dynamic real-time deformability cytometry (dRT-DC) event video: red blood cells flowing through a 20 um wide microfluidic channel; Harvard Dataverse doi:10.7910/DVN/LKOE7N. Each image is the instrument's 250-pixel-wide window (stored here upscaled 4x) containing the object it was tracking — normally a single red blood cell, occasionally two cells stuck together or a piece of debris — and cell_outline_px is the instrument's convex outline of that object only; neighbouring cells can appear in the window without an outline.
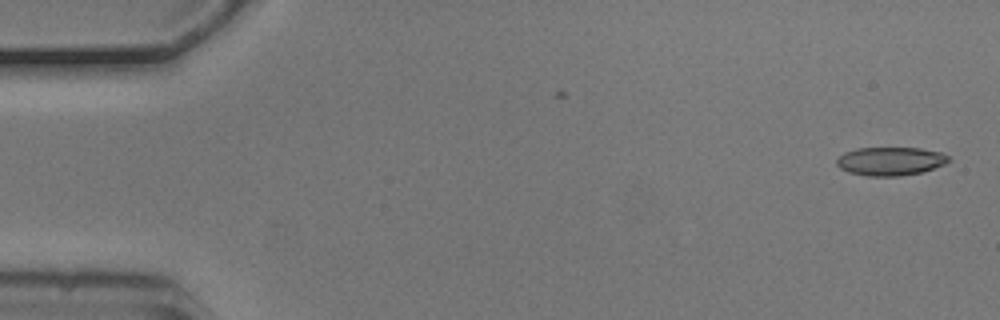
{"species": "common noctule bat (a hibernating species)", "species_latin": "Nyctalus noctula", "temperature_condition": "cold", "stored_images_in_passage": 14, "camera_frame_rate_fps": 3000, "um_per_image_px": 0.085, "animal": {"sex": "male", "body_mass_g": 20.5, "forearm_length_mm": 52.5}, "frame": {"image": 1, "passage_image": 1, "time_ms": 0.0, "image_size_px": [1000, 320], "cell_outline_px": [[952, 160], [944, 164], [924, 172], [900, 176], [868, 176], [848, 172], [840, 168], [836, 164], [836, 160], [844, 152], [856, 148], [920, 148], [940, 152], [948, 156]], "centroid_in_image_um": [75.69, 13.7], "position_along_channel_um": 9.3, "area_um2": 18.67}}
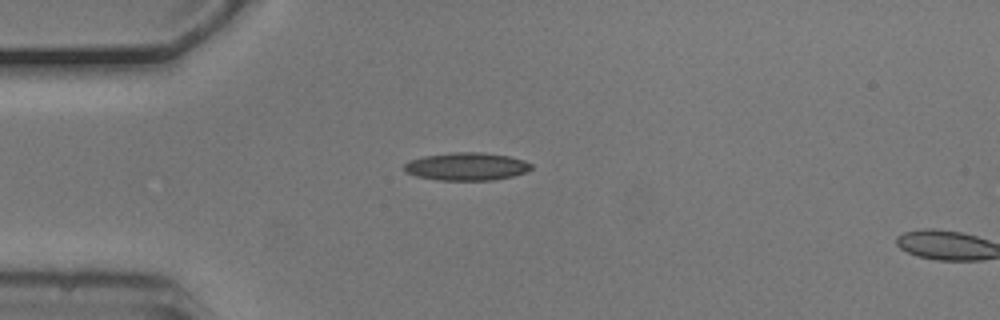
{"frame": {"image": 2, "passage_image": 13, "time_ms": 4.0, "image_size_px": [1000, 320], "cell_outline_px": [[532, 168], [524, 172], [512, 176], [492, 180], [436, 180], [416, 176], [404, 172], [404, 164], [412, 160], [424, 156], [452, 152], [480, 152], [508, 156], [524, 160], [532, 164]], "centroid_in_image_um": [39.64, 14.15], "position_along_channel_um": 45.4, "area_um2": 20.52}}